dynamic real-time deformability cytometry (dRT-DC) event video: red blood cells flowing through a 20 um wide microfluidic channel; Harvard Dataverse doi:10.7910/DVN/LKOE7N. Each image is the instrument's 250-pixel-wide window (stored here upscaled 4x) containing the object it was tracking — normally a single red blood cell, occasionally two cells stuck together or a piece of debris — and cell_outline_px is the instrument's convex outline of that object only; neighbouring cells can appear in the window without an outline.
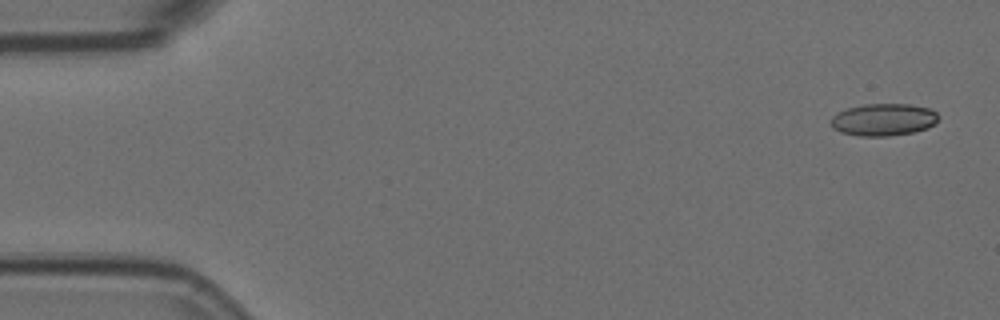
{"species": "Egyptian fruit bat (a non-hibernating species)", "species_latin": "Rousettus aegyptiacus", "temperature_condition": "room temperature", "stored_images_in_passage": 5, "camera_frame_rate_fps": 3000, "um_per_image_px": 0.085, "animal": {"sex": "female"}, "frame": {"image": 1, "passage_image": 1, "time_ms": 0.0, "image_size_px": [1000, 320], "cell_outline_px": [[940, 116], [936, 124], [928, 128], [912, 132], [888, 136], [860, 136], [840, 132], [832, 128], [828, 120], [836, 112], [848, 108], [864, 104], [908, 104], [932, 108]], "centroid_in_image_um": [75.09, 10.16], "position_along_channel_um": 9.9, "area_um2": 20.58}}